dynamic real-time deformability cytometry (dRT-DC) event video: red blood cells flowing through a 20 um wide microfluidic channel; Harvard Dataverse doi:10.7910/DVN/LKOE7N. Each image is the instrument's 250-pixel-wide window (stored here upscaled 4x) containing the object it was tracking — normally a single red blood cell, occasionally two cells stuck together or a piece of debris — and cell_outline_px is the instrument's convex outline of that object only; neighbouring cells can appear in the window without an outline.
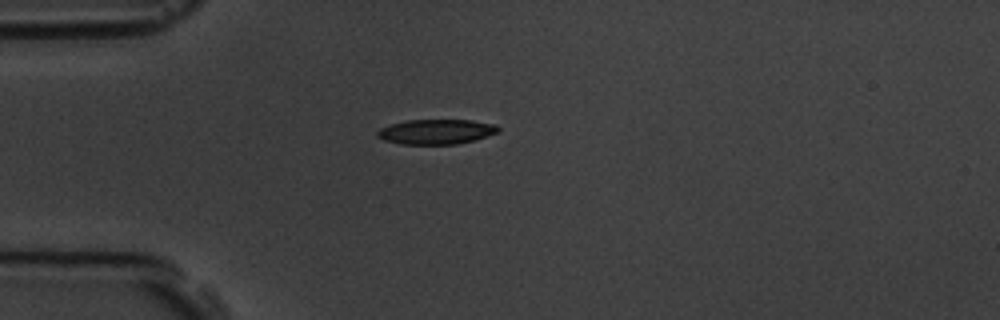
{"species": "common noctule bat (a hibernating species)", "species_latin": "Nyctalus noctula", "temperature_condition": "room temperature", "stored_images_in_passage": 30, "camera_frame_rate_fps": 3000, "um_per_image_px": 0.085, "animal": {"sex": "male", "body_mass_g": 19.5, "forearm_length_mm": 54.6}, "frame": {"image": 1, "passage_image": 1, "time_ms": 0.0, "image_size_px": [1000, 320], "cell_outline_px": [[500, 132], [476, 140], [456, 144], [400, 144], [384, 140], [376, 136], [376, 132], [380, 128], [392, 124], [408, 120], [472, 120], [496, 124], [500, 128]], "centroid_in_image_um": [37.12, 11.2], "position_along_channel_um": 47.9, "area_um2": 17.69}}
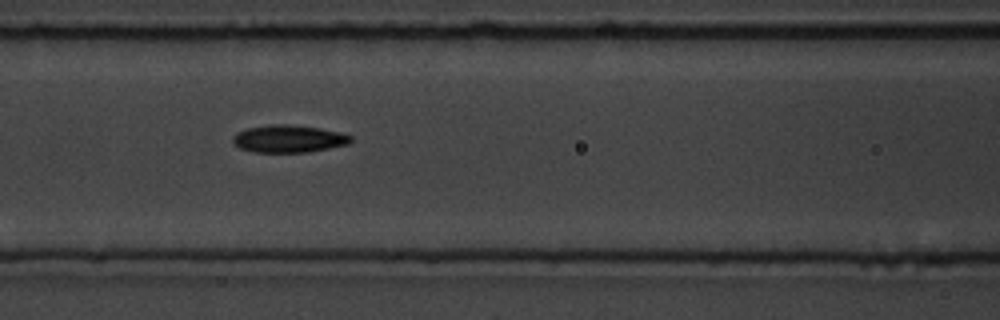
{"frame": {"image": 2, "passage_image": 10, "time_ms": 3.0, "image_size_px": [1000, 320], "cell_outline_px": [[352, 140], [348, 144], [308, 152], [252, 152], [240, 148], [232, 144], [232, 136], [236, 132], [248, 128], [272, 124], [288, 124], [320, 128], [352, 136]], "centroid_in_image_um": [24.47, 11.8], "position_along_channel_um": 142.1, "area_um2": 18.84}}
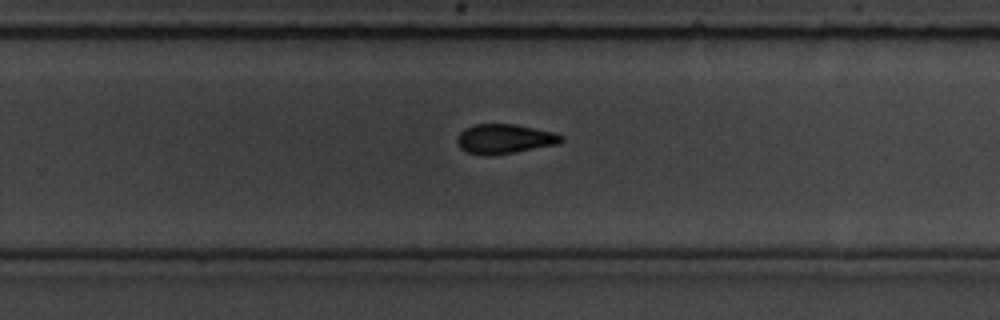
{"frame": {"image": 3, "passage_image": 22, "time_ms": 7.0, "image_size_px": [1000, 320], "cell_outline_px": [[564, 140], [560, 144], [516, 152], [488, 156], [484, 156], [468, 152], [460, 148], [456, 144], [456, 136], [464, 128], [472, 124], [516, 124], [556, 132], [564, 136]], "centroid_in_image_um": [42.89, 11.8], "position_along_channel_um": 286.9, "area_um2": 18.44}, "authors_computed_cell_mechanics": {"area_um2": 18.4671, "velocity_mm_per_s": 3.6371, "shape_relaxation_time_tau1_ms": 2.9516, "shape_relaxation_time_tau2_ms": 3.1497, "deformation_change_tau1": 0.126, "deformation_change_tau2": 0.1043}}